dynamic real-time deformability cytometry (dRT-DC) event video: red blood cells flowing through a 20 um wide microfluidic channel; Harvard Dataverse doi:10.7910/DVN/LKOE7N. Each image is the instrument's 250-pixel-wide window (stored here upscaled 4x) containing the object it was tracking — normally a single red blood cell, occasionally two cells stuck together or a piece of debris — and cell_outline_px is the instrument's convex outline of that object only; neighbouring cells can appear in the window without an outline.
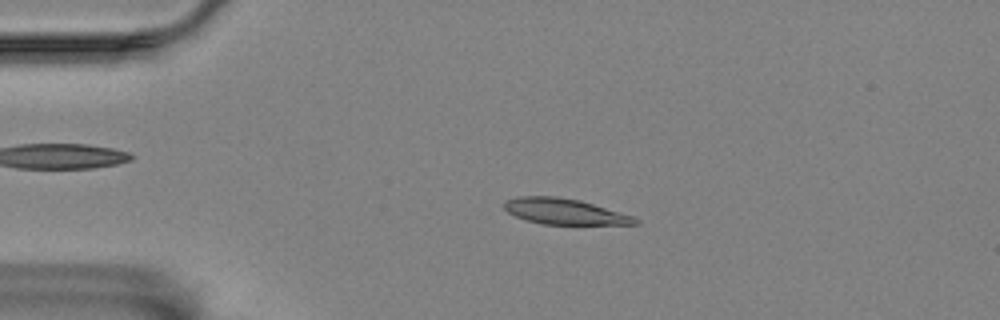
{"species": "Egyptian fruit bat (a non-hibernating species)", "species_latin": "Rousettus aegyptiacus", "temperature_condition": "room temperature", "stored_images_in_passage": 53, "camera_frame_rate_fps": 3000, "um_per_image_px": 0.085, "animal": {"sex": "female"}, "frame": {"image": 1, "passage_image": 8, "time_ms": 2.333, "image_size_px": [1000, 320], "cell_outline_px": [[640, 224], [540, 224], [516, 216], [508, 212], [504, 208], [504, 200], [520, 196], [556, 196], [580, 200], [632, 216], [640, 220]], "centroid_in_image_um": [47.96, 17.97], "position_along_channel_um": 37.0, "area_um2": 19.48}}
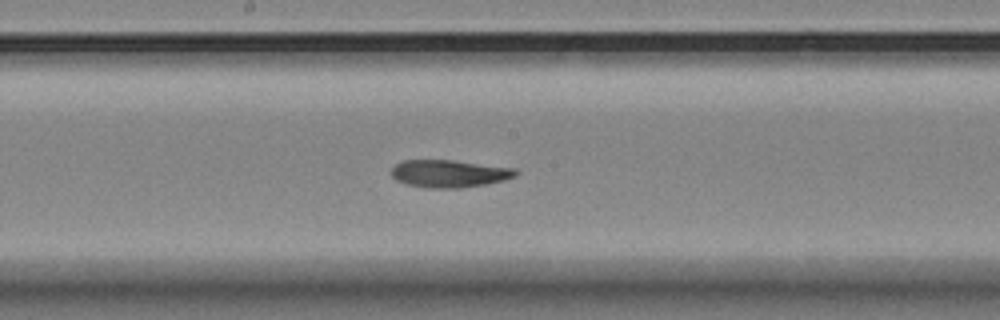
{"frame": {"image": 2, "passage_image": 26, "time_ms": 8.333, "image_size_px": [1000, 320], "cell_outline_px": [[520, 172], [516, 176], [504, 180], [484, 184], [460, 188], [428, 188], [408, 184], [396, 180], [392, 176], [392, 168], [396, 164], [404, 160], [452, 160], [516, 168]], "centroid_in_image_um": [38.22, 14.75], "position_along_channel_um": 210.0, "area_um2": 19.88}}
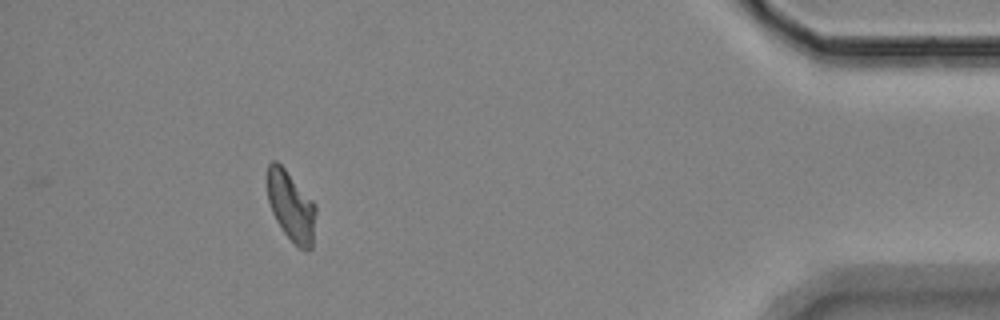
{"frame": {"image": 3, "passage_image": 48, "time_ms": 15.667, "image_size_px": [1000, 320], "cell_outline_px": [[316, 212], [312, 248], [300, 248], [284, 232], [276, 220], [272, 212], [268, 200], [268, 164], [272, 160], [276, 160], [284, 168], [316, 204]], "centroid_in_image_um": [24.75, 17.51], "position_along_channel_um": 410.5, "area_um2": 19.36}}